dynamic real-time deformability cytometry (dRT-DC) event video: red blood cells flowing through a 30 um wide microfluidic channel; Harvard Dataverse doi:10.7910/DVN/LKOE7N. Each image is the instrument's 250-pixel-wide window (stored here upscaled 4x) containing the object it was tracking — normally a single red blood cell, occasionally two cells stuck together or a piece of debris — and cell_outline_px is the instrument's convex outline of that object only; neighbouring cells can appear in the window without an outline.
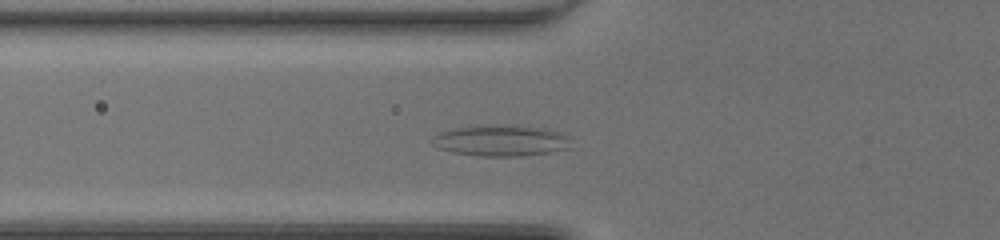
{"species": "common noctule bat (a hibernating species)", "species_latin": "Nyctalus noctula", "temperature_condition": "room temperature", "stored_images_in_passage": 37, "segment_of_instrument_passage": [1, 2], "camera_frame_rate_fps": 3000, "um_per_image_px": 0.085, "animal": {"sex": "female", "body_mass_g": 20.0, "forearm_length_mm": 54.0}, "frame": {"image": 1, "passage_image": 6, "time_ms": 1.667, "image_size_px": [1000, 240], "cell_outline_px": [[572, 148], [552, 152], [520, 156], [480, 156], [452, 152], [440, 148], [432, 144], [432, 136], [440, 132], [456, 128], [496, 124], [548, 128], [560, 132], [568, 136]], "centroid_in_image_um": [42.63, 11.95], "position_along_channel_um": 83.2, "area_um2": 25.32}}
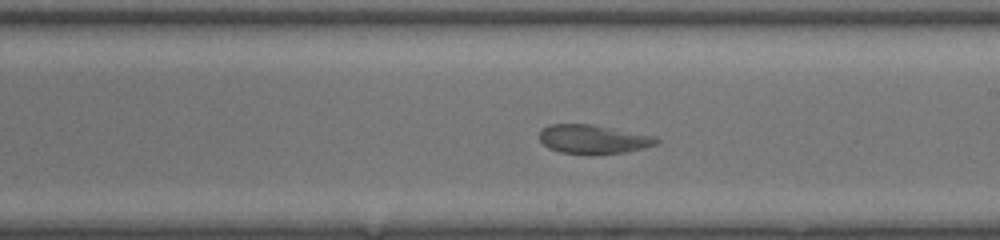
{"frame": {"image": 2, "passage_image": 17, "time_ms": 5.333, "image_size_px": [1000, 240], "cell_outline_px": [[660, 144], [644, 148], [624, 152], [596, 156], [588, 156], [560, 152], [548, 148], [540, 140], [540, 132], [548, 124], [592, 124], [656, 136], [660, 140]], "centroid_in_image_um": [50.46, 11.86], "position_along_channel_um": 238.5, "area_um2": 20.29}}
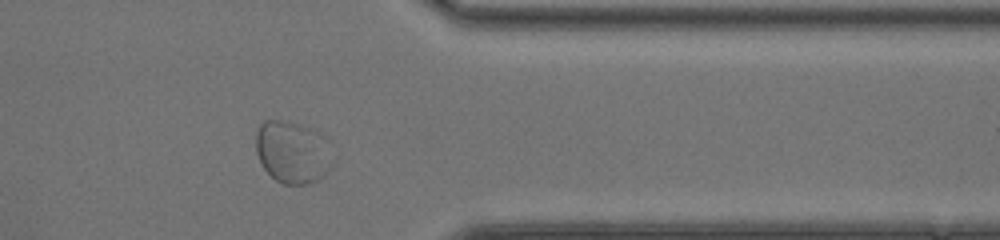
{"frame": {"image": 3, "passage_image": 28, "time_ms": 9.0, "image_size_px": [1000, 240], "cell_outline_px": [[336, 160], [324, 176], [308, 184], [284, 184], [276, 180], [264, 168], [256, 152], [256, 132], [260, 124], [264, 120], [284, 120], [300, 124], [328, 136]], "centroid_in_image_um": [24.94, 12.91], "position_along_channel_um": 386.5, "area_um2": 28.61}}